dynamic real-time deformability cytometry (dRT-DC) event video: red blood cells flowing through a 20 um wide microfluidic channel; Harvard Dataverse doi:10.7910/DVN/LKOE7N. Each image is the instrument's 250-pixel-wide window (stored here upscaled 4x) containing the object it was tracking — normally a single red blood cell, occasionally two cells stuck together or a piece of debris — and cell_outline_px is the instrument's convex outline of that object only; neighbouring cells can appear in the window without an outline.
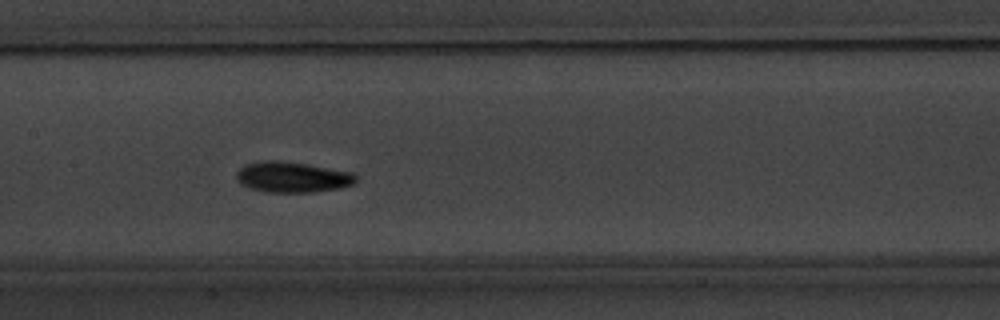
{"species": "common noctule bat (a hibernating species)", "species_latin": "Nyctalus noctula", "temperature_condition": "warm", "stored_images_in_passage": 9, "camera_frame_rate_fps": 3000, "um_per_image_px": 0.085, "animal": {"sex": "male", "body_mass_g": 20.1, "forearm_length_mm": 53.5}, "frame": {"image": 1, "passage_image": 7, "time_ms": 7.667, "image_size_px": [1000, 320], "cell_outline_px": [[356, 184], [340, 188], [316, 192], [268, 192], [248, 188], [240, 184], [236, 180], [236, 172], [244, 164], [260, 160], [280, 160], [308, 164], [352, 172], [356, 176]], "centroid_in_image_um": [24.83, 15.05], "position_along_channel_um": 182.6, "area_um2": 21.73}}
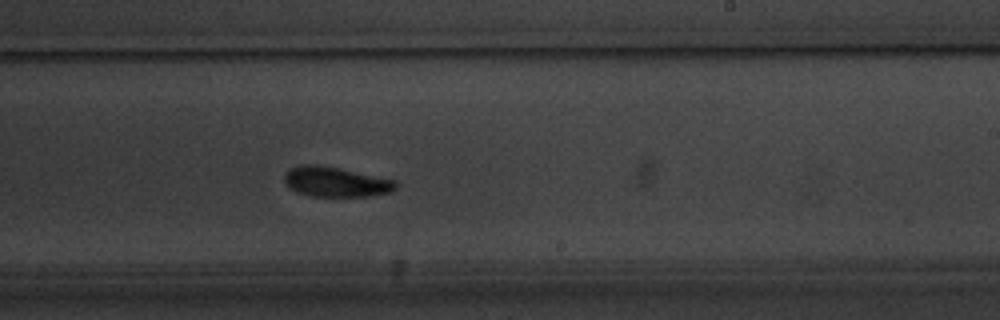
{"frame": {"image": 2, "passage_image": 9, "time_ms": 10.0, "image_size_px": [1000, 320], "cell_outline_px": [[396, 188], [392, 192], [368, 196], [312, 196], [296, 192], [288, 188], [284, 184], [284, 172], [288, 168], [300, 164], [316, 164], [340, 168], [396, 180]], "centroid_in_image_um": [28.48, 15.44], "position_along_channel_um": 260.5, "area_um2": 19.77}}